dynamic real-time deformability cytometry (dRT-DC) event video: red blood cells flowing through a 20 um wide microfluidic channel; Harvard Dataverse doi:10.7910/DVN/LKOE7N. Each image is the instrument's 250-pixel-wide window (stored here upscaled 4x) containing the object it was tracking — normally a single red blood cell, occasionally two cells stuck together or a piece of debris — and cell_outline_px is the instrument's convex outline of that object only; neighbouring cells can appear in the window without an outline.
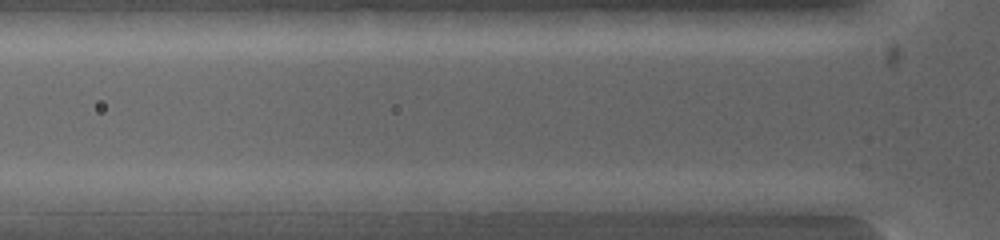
{"species": "common noctule bat (a hibernating species)", "species_latin": "Nyctalus noctula", "temperature_condition": "warm", "stored_images_in_passage": 4, "segment_of_instrument_passage": [2, 3], "camera_frame_rate_fps": 5000, "um_per_image_px": 0.085, "animal": {"sex": "female", "body_mass_g": 19.0, "forearm_length_mm": 53.3}, "frame": {"image": 1, "passage_image": 3, "time_ms": 0.4, "image_size_px": [1000, 240], "cell_outline_px": [[384, 200], [380, 212], [256, 212], [248, 200], [252, 196], [260, 192], [376, 192]], "centroid_in_image_um": [26.93, 17.17], "position_along_channel_um": 98.9, "area_um2": 18.61}}